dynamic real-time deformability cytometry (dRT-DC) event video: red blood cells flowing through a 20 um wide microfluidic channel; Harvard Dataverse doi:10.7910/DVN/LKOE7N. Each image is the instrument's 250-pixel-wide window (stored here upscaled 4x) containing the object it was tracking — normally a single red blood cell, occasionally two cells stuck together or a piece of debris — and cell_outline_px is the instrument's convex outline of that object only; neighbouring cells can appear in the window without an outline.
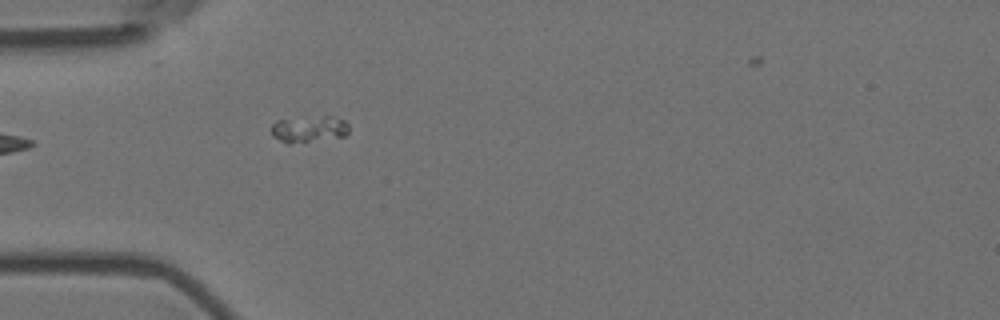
{"species": "Egyptian fruit bat (a non-hibernating species)", "species_latin": "Rousettus aegyptiacus", "temperature_condition": "room temperature", "stored_images_in_passage": 4, "segment_of_instrument_passage": [2, 2], "camera_frame_rate_fps": 3000, "um_per_image_px": 0.085, "animal": {"sex": "female"}, "frame": {"image": 1, "passage_image": 4, "time_ms": 1.0, "image_size_px": [1000, 320], "cell_outline_px": [[348, 132], [344, 136], [288, 144], [272, 136], [272, 124], [276, 120], [324, 116], [332, 116], [344, 120], [348, 124]], "centroid_in_image_um": [26.26, 10.97], "position_along_channel_um": 58.7, "area_um2": 11.79}}